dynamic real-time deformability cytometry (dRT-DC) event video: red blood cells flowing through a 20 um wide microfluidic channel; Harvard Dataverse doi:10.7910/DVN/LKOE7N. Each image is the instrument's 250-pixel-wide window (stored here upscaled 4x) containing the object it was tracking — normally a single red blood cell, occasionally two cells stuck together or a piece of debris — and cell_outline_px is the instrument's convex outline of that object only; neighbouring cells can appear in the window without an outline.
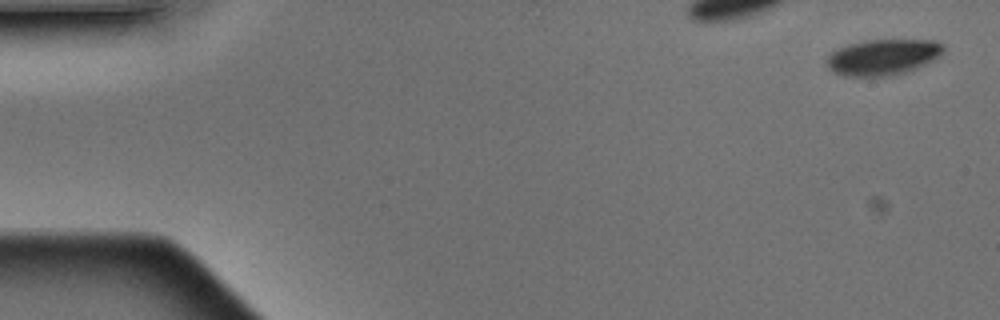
{"species": "Egyptian fruit bat (a non-hibernating species)", "species_latin": "Rousettus aegyptiacus", "temperature_condition": "warm", "stored_images_in_passage": 3, "camera_frame_rate_fps": 3000, "um_per_image_px": 0.085, "animal": {"sex": "male"}, "frame": {"image": 1, "passage_image": 1, "time_ms": 0.0, "image_size_px": [1000, 320], "cell_outline_px": [[944, 52], [940, 56], [908, 72], [892, 76], [844, 76], [832, 72], [828, 68], [828, 56], [836, 48], [848, 44], [864, 40], [936, 40], [944, 44]], "centroid_in_image_um": [75.05, 4.85], "position_along_channel_um": 9.9, "area_um2": 24.62}}